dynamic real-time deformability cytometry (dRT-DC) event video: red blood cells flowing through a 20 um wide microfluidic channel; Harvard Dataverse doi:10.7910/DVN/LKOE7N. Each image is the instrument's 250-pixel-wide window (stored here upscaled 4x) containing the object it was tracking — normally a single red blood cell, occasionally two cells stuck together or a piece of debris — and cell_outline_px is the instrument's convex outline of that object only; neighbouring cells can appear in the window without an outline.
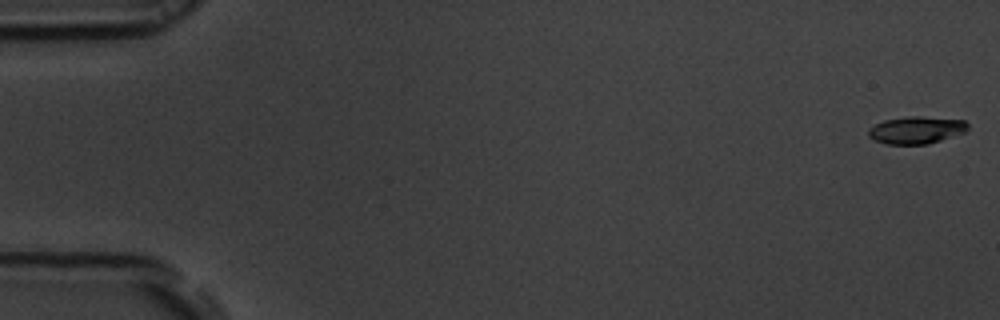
{"species": "common noctule bat (a hibernating species)", "species_latin": "Nyctalus noctula", "temperature_condition": "room temperature", "stored_images_in_passage": 54, "camera_frame_rate_fps": 3000, "um_per_image_px": 0.085, "animal": {"sex": "male", "body_mass_g": 19.5, "forearm_length_mm": 54.6}, "frame": {"image": 1, "passage_image": 1, "time_ms": 0.0, "image_size_px": [1000, 320], "cell_outline_px": [[968, 128], [964, 132], [928, 144], [884, 144], [872, 140], [868, 136], [868, 128], [884, 120], [908, 116], [920, 116], [964, 120], [968, 124]], "centroid_in_image_um": [77.84, 11.05], "position_along_channel_um": 7.2, "area_um2": 15.84}}
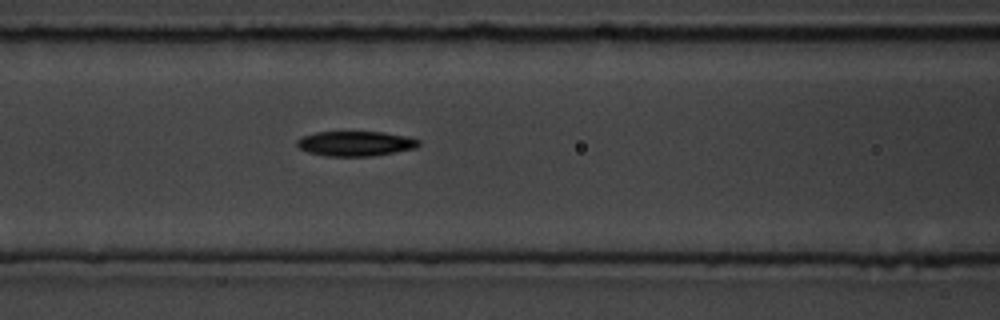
{"frame": {"image": 2, "passage_image": 23, "time_ms": 7.333, "image_size_px": [1000, 320], "cell_outline_px": [[420, 144], [416, 148], [396, 152], [372, 156], [324, 156], [308, 152], [300, 148], [296, 144], [296, 140], [300, 136], [316, 132], [384, 132], [404, 136], [420, 140]], "centroid_in_image_um": [30.19, 12.2], "position_along_channel_um": 136.4, "area_um2": 17.74}}
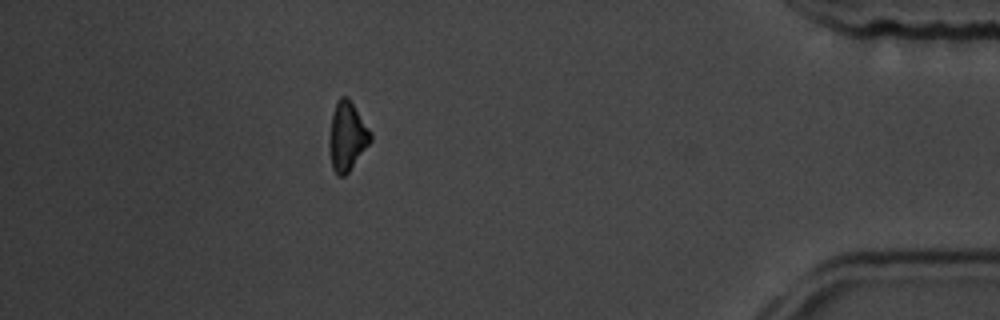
{"frame": {"image": 3, "passage_image": 48, "time_ms": 15.667, "image_size_px": [1000, 320], "cell_outline_px": [[372, 140], [348, 172], [344, 176], [336, 176], [332, 168], [328, 152], [328, 144], [332, 112], [336, 100], [340, 96], [348, 96], [372, 132]], "centroid_in_image_um": [29.48, 11.57], "position_along_channel_um": 405.7, "area_um2": 16.94}, "authors_computed_cell_mechanics": {"area_um2": 17.0799, "velocity_mm_per_s": 3.8115, "shape_relaxation_time_tau1_ms": 2.8261, "shape_relaxation_time_tau2_ms": null, "deformation_change_tau1": 0.0975, "deformation_change_tau2": null}}